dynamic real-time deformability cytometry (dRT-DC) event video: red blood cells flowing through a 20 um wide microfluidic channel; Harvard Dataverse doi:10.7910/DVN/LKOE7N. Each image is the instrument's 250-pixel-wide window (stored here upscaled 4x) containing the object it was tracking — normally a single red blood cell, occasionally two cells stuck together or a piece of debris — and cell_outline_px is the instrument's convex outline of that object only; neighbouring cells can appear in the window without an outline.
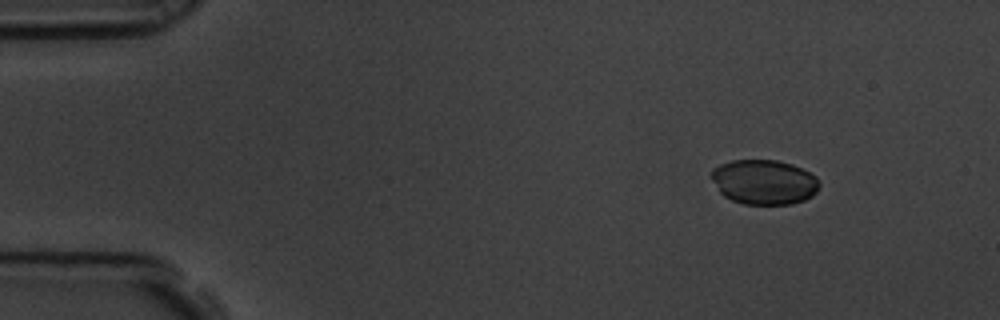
{"species": "common noctule bat (a hibernating species)", "species_latin": "Nyctalus noctula", "temperature_condition": "room temperature", "stored_images_in_passage": 4, "segment_of_instrument_passage": [1, 2], "camera_frame_rate_fps": 3000, "um_per_image_px": 0.085, "animal": {"sex": "male", "body_mass_g": 19.5, "forearm_length_mm": 54.6}, "frame": {"image": 1, "passage_image": 1, "time_ms": 0.0, "image_size_px": [1000, 320], "cell_outline_px": [[820, 184], [816, 192], [812, 196], [804, 200], [792, 204], [744, 204], [732, 200], [724, 196], [720, 192], [712, 180], [712, 168], [720, 164], [732, 160], [776, 160], [792, 164], [816, 176], [820, 180]], "centroid_in_image_um": [64.95, 15.47], "position_along_channel_um": 20.0, "area_um2": 28.21}}